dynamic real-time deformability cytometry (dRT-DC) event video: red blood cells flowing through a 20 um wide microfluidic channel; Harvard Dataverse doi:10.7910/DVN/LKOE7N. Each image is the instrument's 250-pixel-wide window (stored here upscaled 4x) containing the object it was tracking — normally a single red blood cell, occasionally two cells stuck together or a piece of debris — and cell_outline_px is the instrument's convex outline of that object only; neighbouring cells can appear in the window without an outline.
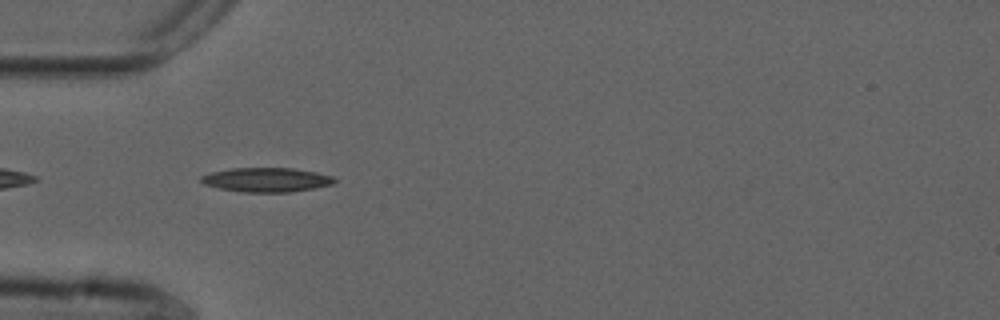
{"species": "common noctule bat (a hibernating species)", "species_latin": "Nyctalus noctula", "temperature_condition": "cold", "stored_images_in_passage": 42, "camera_frame_rate_fps": 3000, "um_per_image_px": 0.085, "animal": {"sex": "male", "forearm_length_mm": 52.5}, "frame": {"image": 1, "passage_image": 4, "time_ms": 1.0, "image_size_px": [1000, 320], "cell_outline_px": [[336, 180], [332, 184], [292, 192], [244, 192], [220, 188], [204, 184], [200, 180], [200, 176], [212, 172], [232, 168], [292, 168], [316, 172], [332, 176]], "centroid_in_image_um": [22.64, 15.28], "position_along_channel_um": 62.4, "area_um2": 18.67}}
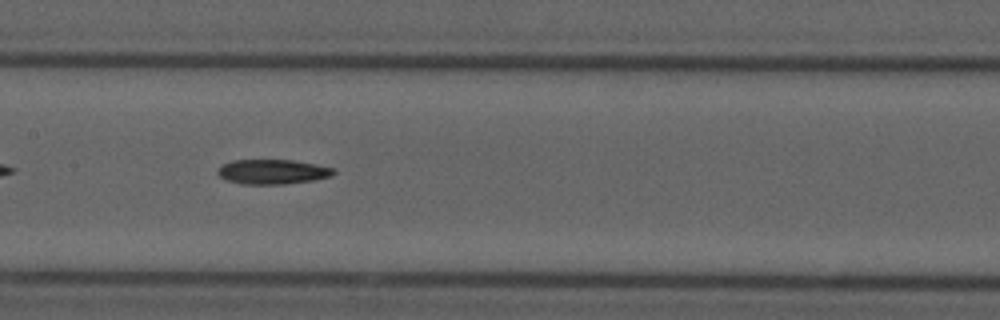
{"frame": {"image": 2, "passage_image": 14, "time_ms": 4.333, "image_size_px": [1000, 320], "cell_outline_px": [[336, 172], [332, 176], [312, 180], [284, 184], [244, 184], [228, 180], [220, 176], [216, 172], [220, 164], [232, 160], [292, 160], [316, 164], [336, 168]], "centroid_in_image_um": [23.17, 14.59], "position_along_channel_um": 184.2, "area_um2": 16.76}}
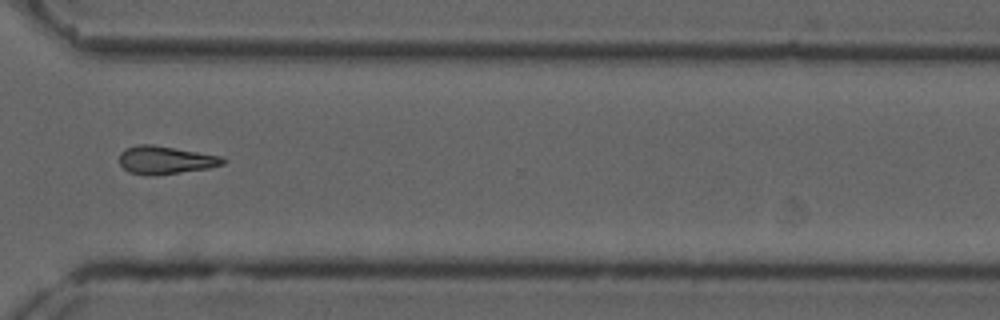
{"frame": {"image": 3, "passage_image": 28, "time_ms": 9.0, "image_size_px": [1000, 320], "cell_outline_px": [[228, 160], [224, 164], [208, 168], [156, 176], [148, 176], [128, 172], [120, 164], [120, 152], [124, 148], [140, 144], [152, 144], [220, 156]], "centroid_in_image_um": [14.04, 13.61], "position_along_channel_um": 356.6, "area_um2": 16.99}, "authors_computed_cell_mechanics": {"area_um2": 16.7909, "velocity_mm_per_s": 3.7071, "shape_relaxation_time_tau1_ms": 6.7998, "shape_relaxation_time_tau2_ms": null, "deformation_change_tau1": 0.1888, "deformation_change_tau2": null}}